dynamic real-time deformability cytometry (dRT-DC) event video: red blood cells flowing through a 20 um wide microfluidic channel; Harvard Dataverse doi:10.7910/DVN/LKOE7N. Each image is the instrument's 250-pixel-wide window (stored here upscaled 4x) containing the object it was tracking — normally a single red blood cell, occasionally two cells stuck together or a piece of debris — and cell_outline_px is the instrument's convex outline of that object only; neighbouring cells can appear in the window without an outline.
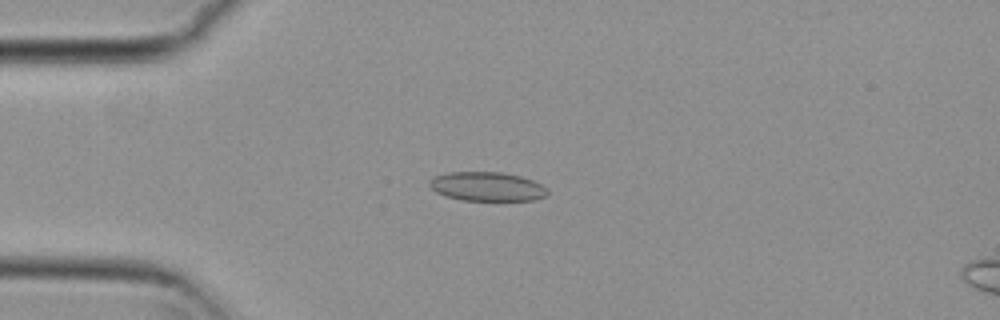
{"species": "common noctule bat (a hibernating species)", "species_latin": "Nyctalus noctula", "temperature_condition": "cold", "stored_images_in_passage": 55, "camera_frame_rate_fps": 3000, "um_per_image_px": 0.085, "animal": {"sex": "female", "body_mass_g": 29.2, "forearm_length_mm": 56.3}, "frame": {"image": 1, "passage_image": 14, "time_ms": 4.333, "image_size_px": [1000, 320], "cell_outline_px": [[548, 192], [544, 196], [532, 200], [460, 200], [444, 196], [436, 192], [428, 184], [428, 180], [436, 176], [448, 172], [504, 172], [520, 176], [532, 180], [548, 188]], "centroid_in_image_um": [41.37, 15.85], "position_along_channel_um": 43.6, "area_um2": 20.0}}
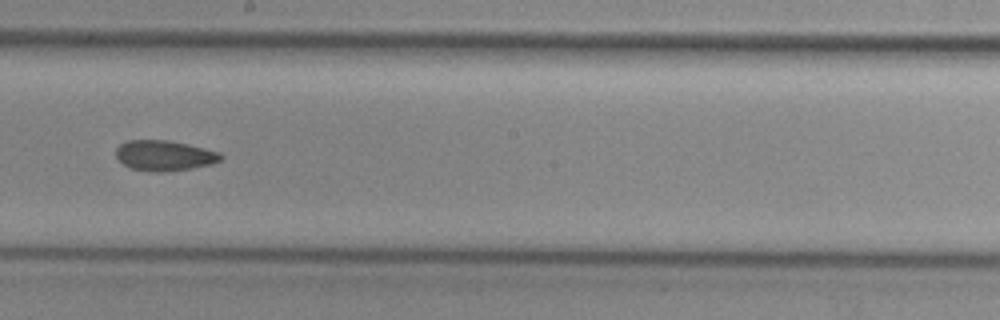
{"frame": {"image": 2, "passage_image": 31, "time_ms": 10.0, "image_size_px": [1000, 320], "cell_outline_px": [[224, 160], [212, 164], [192, 168], [164, 172], [152, 172], [132, 168], [124, 164], [116, 156], [116, 148], [120, 144], [128, 140], [168, 140], [188, 144], [220, 152], [224, 156]], "centroid_in_image_um": [14.02, 13.22], "position_along_channel_um": 234.2, "area_um2": 18.67}}
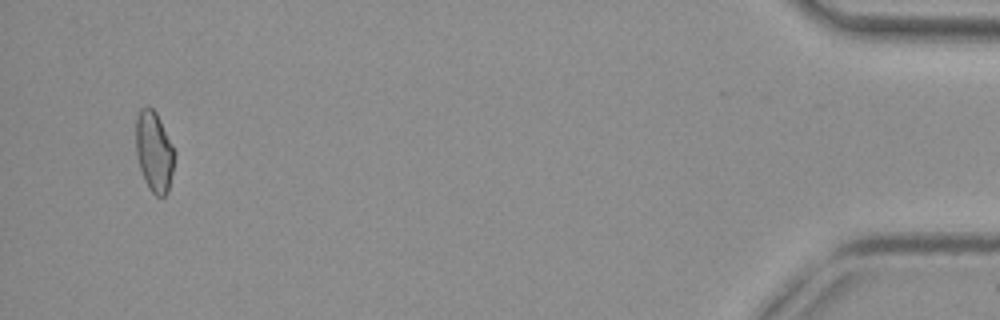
{"frame": {"image": 3, "passage_image": 53, "time_ms": 17.333, "image_size_px": [1000, 320], "cell_outline_px": [[176, 156], [168, 192], [164, 196], [156, 196], [148, 188], [144, 180], [140, 168], [136, 152], [136, 116], [140, 108], [144, 104], [148, 104], [156, 112], [176, 152]], "centroid_in_image_um": [13.1, 12.86], "position_along_channel_um": 422.1, "area_um2": 18.44}, "authors_computed_cell_mechanics": {"area_um2": 18.785, "velocity_mm_per_s": 3.7383, "shape_relaxation_time_tau1_ms": null, "shape_relaxation_time_tau2_ms": 5.3496, "deformation_change_tau1": null, "deformation_change_tau2": 0.117}}